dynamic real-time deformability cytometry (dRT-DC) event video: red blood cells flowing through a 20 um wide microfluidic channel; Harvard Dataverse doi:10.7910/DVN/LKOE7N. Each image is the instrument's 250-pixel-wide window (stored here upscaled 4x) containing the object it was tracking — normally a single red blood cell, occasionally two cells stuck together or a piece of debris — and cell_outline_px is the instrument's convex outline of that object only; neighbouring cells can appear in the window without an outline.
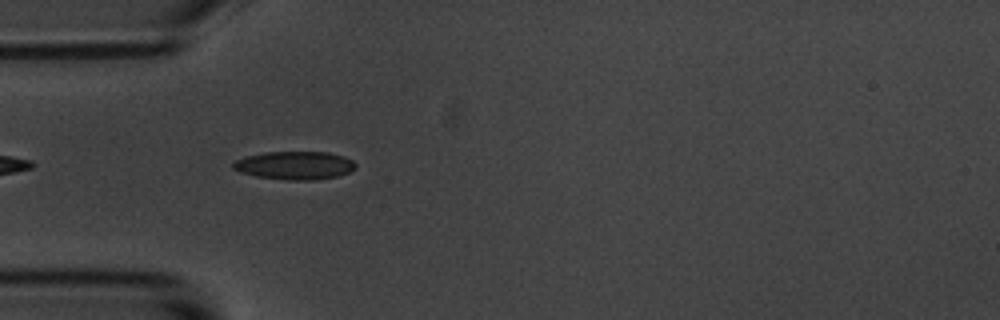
{"species": "common noctule bat (a hibernating species)", "species_latin": "Nyctalus noctula", "temperature_condition": "room temperature", "stored_images_in_passage": 3, "camera_frame_rate_fps": 3000, "um_per_image_px": 0.085, "animal": {"sex": "male", "body_mass_g": 20.1, "forearm_length_mm": 53.5}, "frame": {"image": 1, "passage_image": 2, "time_ms": 1.0, "image_size_px": [1000, 320], "cell_outline_px": [[356, 168], [348, 172], [336, 176], [312, 180], [288, 180], [256, 176], [240, 172], [232, 168], [232, 164], [236, 160], [248, 156], [264, 152], [328, 152], [344, 156], [352, 160], [356, 164]], "centroid_in_image_um": [25.06, 14.05], "position_along_channel_um": 59.9, "area_um2": 20.0}}